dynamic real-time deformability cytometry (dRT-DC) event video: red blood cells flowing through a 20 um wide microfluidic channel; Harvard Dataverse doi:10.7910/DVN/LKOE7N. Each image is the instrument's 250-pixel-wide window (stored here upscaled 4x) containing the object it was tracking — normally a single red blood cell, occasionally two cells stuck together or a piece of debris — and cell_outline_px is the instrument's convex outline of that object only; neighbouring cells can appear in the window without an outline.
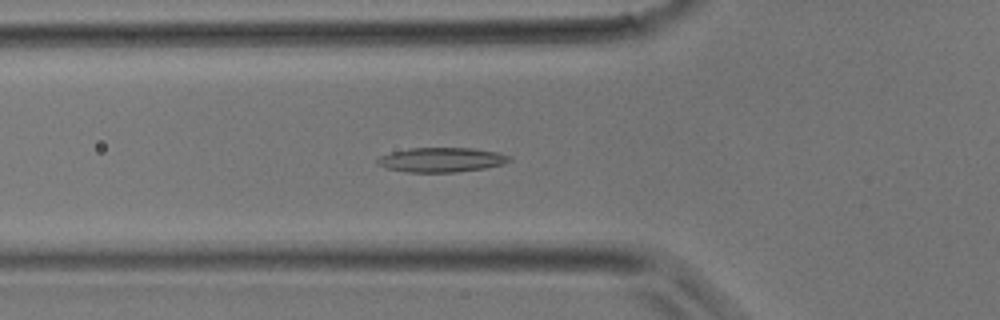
{"species": "common noctule bat (a hibernating species)", "species_latin": "Nyctalus noctula", "temperature_condition": "room temperature", "stored_images_in_passage": 26, "camera_frame_rate_fps": 3000, "um_per_image_px": 0.085, "animal": {"sex": "male", "body_mass_g": 17.9}, "frame": {"image": 1, "passage_image": 2, "time_ms": 0.333, "image_size_px": [1000, 320], "cell_outline_px": [[512, 160], [504, 164], [484, 168], [456, 172], [408, 172], [388, 168], [376, 164], [376, 160], [380, 156], [392, 152], [408, 148], [472, 148], [496, 152], [512, 156]], "centroid_in_image_um": [37.54, 13.58], "position_along_channel_um": 88.3, "area_um2": 18.84}}
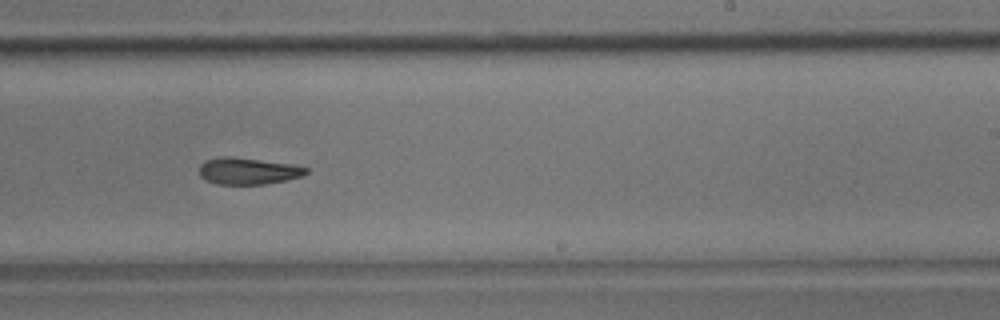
{"frame": {"image": 2, "passage_image": 12, "time_ms": 3.667, "image_size_px": [1000, 320], "cell_outline_px": [[308, 172], [300, 176], [284, 180], [264, 184], [216, 184], [204, 180], [200, 176], [200, 164], [204, 160], [220, 156], [228, 156], [292, 164], [308, 168]], "centroid_in_image_um": [21.02, 14.53], "position_along_channel_um": 268.0, "area_um2": 16.53}}
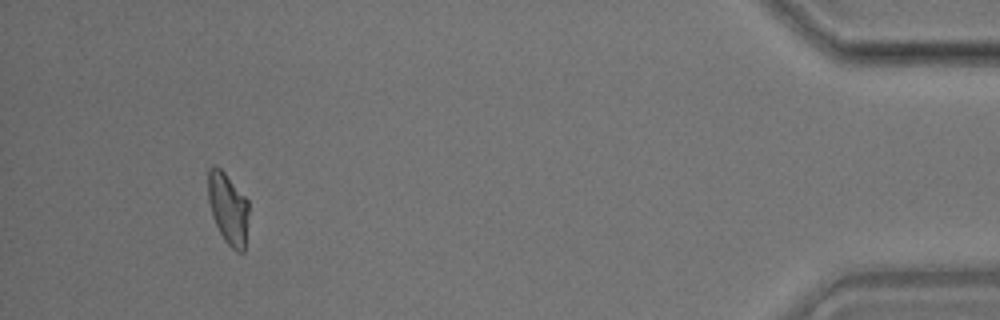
{"frame": {"image": 3, "passage_image": 24, "time_ms": 7.667, "image_size_px": [1000, 320], "cell_outline_px": [[248, 212], [244, 252], [236, 252], [224, 240], [212, 216], [208, 200], [208, 168], [212, 164], [216, 164], [224, 172], [248, 200]], "centroid_in_image_um": [19.37, 17.69], "position_along_channel_um": 415.8, "area_um2": 16.88}}